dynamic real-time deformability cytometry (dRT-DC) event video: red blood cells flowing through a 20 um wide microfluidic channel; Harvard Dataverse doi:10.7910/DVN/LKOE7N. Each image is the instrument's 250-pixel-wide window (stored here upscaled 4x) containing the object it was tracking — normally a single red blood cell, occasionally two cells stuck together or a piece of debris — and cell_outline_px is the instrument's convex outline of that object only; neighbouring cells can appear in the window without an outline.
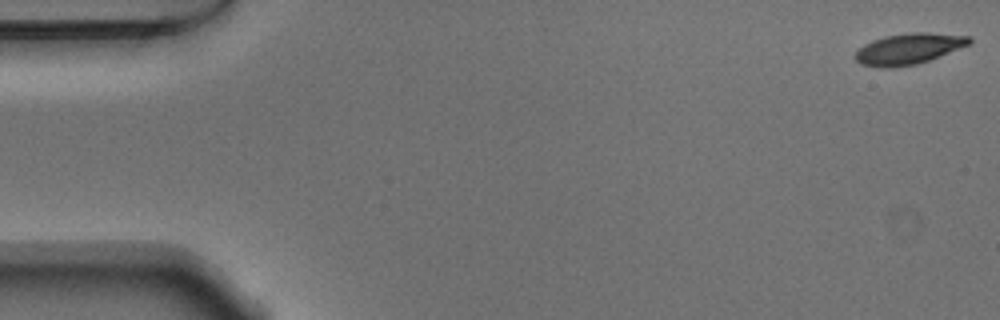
{"species": "Egyptian fruit bat (a non-hibernating species)", "species_latin": "Rousettus aegyptiacus", "temperature_condition": "warm", "stored_images_in_passage": 53, "camera_frame_rate_fps": 3000, "um_per_image_px": 0.085, "animal": {"sex": "male"}, "frame": {"image": 1, "passage_image": 1, "time_ms": 0.0, "image_size_px": [1000, 320], "cell_outline_px": [[972, 44], [928, 60], [916, 64], [892, 68], [880, 68], [860, 64], [856, 60], [856, 52], [864, 44], [872, 40], [884, 36], [912, 32], [928, 32], [972, 36]], "centroid_in_image_um": [77.26, 4.14], "position_along_channel_um": 7.7, "area_um2": 20.69}}
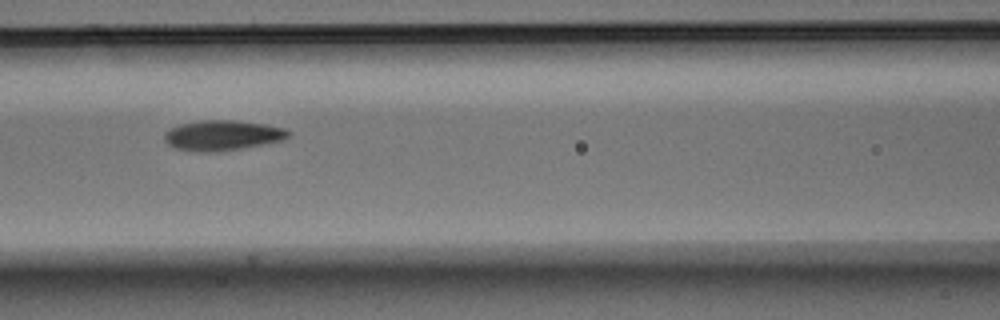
{"frame": {"image": 2, "passage_image": 23, "time_ms": 7.333, "image_size_px": [1000, 320], "cell_outline_px": [[292, 136], [284, 140], [264, 144], [220, 152], [196, 152], [176, 148], [168, 144], [164, 140], [164, 132], [180, 124], [200, 120], [236, 120], [264, 124], [284, 128], [292, 132]], "centroid_in_image_um": [18.94, 11.51], "position_along_channel_um": 147.7, "area_um2": 22.08}}
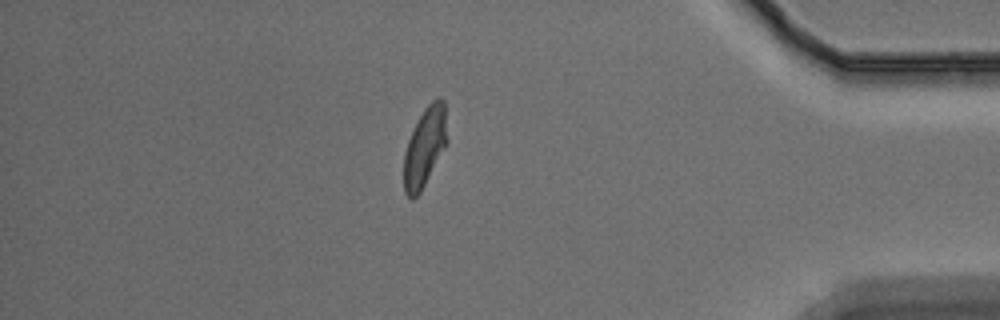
{"frame": {"image": 3, "passage_image": 46, "time_ms": 15.0, "image_size_px": [1000, 320], "cell_outline_px": [[448, 140], [420, 192], [412, 200], [404, 192], [404, 152], [408, 140], [424, 108], [432, 100], [440, 96], [444, 100]], "centroid_in_image_um": [36.11, 12.46], "position_along_channel_um": 399.1, "area_um2": 19.71}, "authors_computed_cell_mechanics": {"area_um2": 20.9236, "velocity_mm_per_s": 3.7645, "shape_relaxation_time_tau1_ms": 3.6683, "shape_relaxation_time_tau2_ms": 1.3668, "deformation_change_tau1": 0.1492, "deformation_change_tau2": 0.0666}}